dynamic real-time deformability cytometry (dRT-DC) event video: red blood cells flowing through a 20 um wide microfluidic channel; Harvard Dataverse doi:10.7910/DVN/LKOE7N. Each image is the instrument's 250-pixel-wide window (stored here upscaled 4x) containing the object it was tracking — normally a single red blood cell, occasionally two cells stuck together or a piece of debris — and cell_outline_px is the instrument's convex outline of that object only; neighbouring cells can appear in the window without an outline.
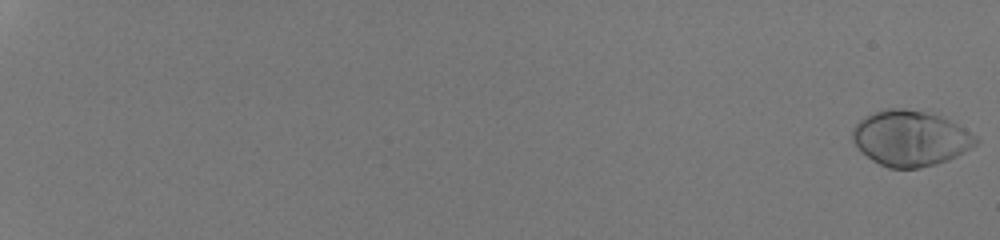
{"species": "human", "species_latin": "Homo sapiens", "temperature_condition": "room temperature", "stored_images_in_passage": 55, "camera_frame_rate_fps": 3000, "um_per_image_px": 0.085, "donor": {"sex": "male"}, "frame": {"image": 1, "passage_image": 1, "time_ms": 0.0, "image_size_px": [1000, 240], "cell_outline_px": [[980, 140], [976, 144], [964, 152], [948, 160], [936, 164], [920, 168], [888, 168], [872, 160], [852, 140], [852, 128], [860, 120], [876, 112], [888, 108], [900, 108], [924, 112], [940, 116], [964, 128], [976, 136]], "centroid_in_image_um": [77.4, 11.77], "position_along_channel_um": 7.6, "area_um2": 39.36}}
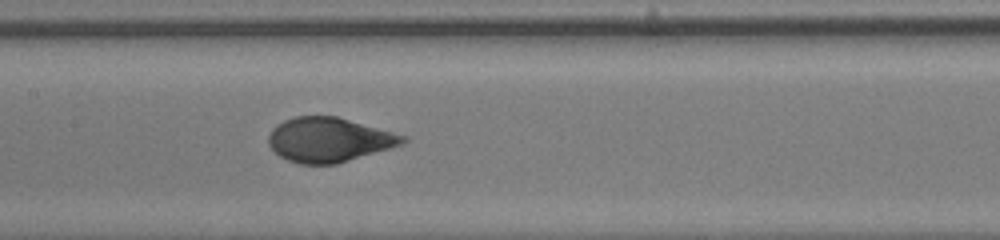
{"frame": {"image": 2, "passage_image": 33, "time_ms": 10.667, "image_size_px": [1000, 240], "cell_outline_px": [[408, 140], [404, 144], [336, 164], [300, 164], [288, 160], [280, 156], [268, 144], [268, 136], [272, 128], [276, 124], [284, 120], [296, 116], [336, 116], [408, 136]], "centroid_in_image_um": [27.97, 11.87], "position_along_channel_um": 179.4, "area_um2": 34.8}}
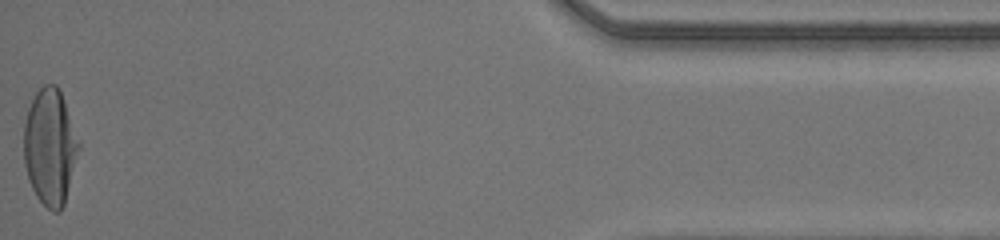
{"frame": {"image": 3, "passage_image": 55, "time_ms": 18.0, "image_size_px": [1000, 240], "cell_outline_px": [[80, 148], [64, 204], [60, 212], [52, 212], [36, 196], [28, 180], [24, 164], [24, 124], [28, 108], [36, 92], [44, 84], [56, 84], [60, 92], [80, 140]], "centroid_in_image_um": [4.25, 12.5], "position_along_channel_um": 430.9, "area_um2": 37.22}, "authors_computed_cell_mechanics": {"area_um2": 36.3562, "velocity_mm_per_s": 4.2514, "shape_relaxation_time_tau1_ms": 3.4497, "shape_relaxation_time_tau2_ms": null, "deformation_change_tau1": 0.224, "deformation_change_tau2": null}}